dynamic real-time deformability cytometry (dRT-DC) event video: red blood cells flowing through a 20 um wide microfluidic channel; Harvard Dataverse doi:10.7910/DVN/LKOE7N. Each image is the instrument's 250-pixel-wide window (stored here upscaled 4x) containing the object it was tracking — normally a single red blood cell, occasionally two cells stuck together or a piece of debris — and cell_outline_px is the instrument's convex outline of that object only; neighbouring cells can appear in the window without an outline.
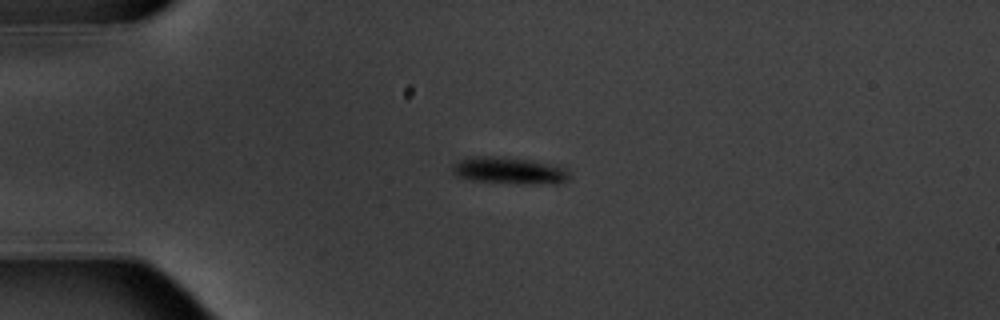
{"species": "common noctule bat (a hibernating species)", "species_latin": "Nyctalus noctula", "temperature_condition": "warm", "stored_images_in_passage": 5, "camera_frame_rate_fps": 3000, "um_per_image_px": 0.085, "animal": {"sex": "male", "body_mass_g": 20.1, "forearm_length_mm": 53.5}, "frame": {"image": 1, "passage_image": 4, "time_ms": 3.667, "image_size_px": [1000, 320], "cell_outline_px": [[572, 176], [560, 184], [520, 184], [472, 180], [460, 176], [452, 168], [452, 164], [460, 160], [472, 156], [492, 156], [532, 160], [556, 164], [568, 168]], "centroid_in_image_um": [43.43, 14.5], "position_along_channel_um": 41.6, "area_um2": 18.55}}